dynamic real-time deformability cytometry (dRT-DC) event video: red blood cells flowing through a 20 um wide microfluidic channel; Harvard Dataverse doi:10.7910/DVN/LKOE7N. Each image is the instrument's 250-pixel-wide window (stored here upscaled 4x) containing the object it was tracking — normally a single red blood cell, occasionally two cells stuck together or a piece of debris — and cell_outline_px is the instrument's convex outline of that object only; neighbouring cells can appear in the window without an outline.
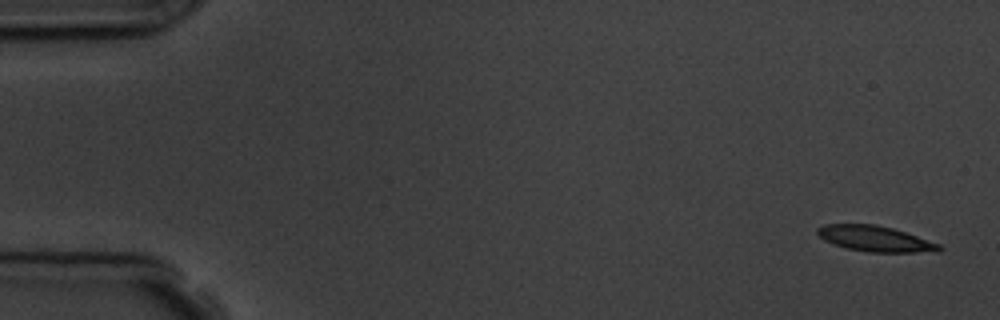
{"species": "common noctule bat (a hibernating species)", "species_latin": "Nyctalus noctula", "temperature_condition": "room temperature", "stored_images_in_passage": 7, "camera_frame_rate_fps": 3000, "um_per_image_px": 0.085, "animal": {"sex": "male", "body_mass_g": 19.5, "forearm_length_mm": 54.6}, "frame": {"image": 1, "passage_image": 1, "time_ms": 0.0, "image_size_px": [1000, 320], "cell_outline_px": [[944, 248], [940, 252], [868, 252], [844, 248], [832, 244], [824, 240], [816, 232], [816, 228], [824, 224], [876, 224], [892, 228], [940, 244]], "centroid_in_image_um": [74.37, 20.3], "position_along_channel_um": 10.6, "area_um2": 18.32}}